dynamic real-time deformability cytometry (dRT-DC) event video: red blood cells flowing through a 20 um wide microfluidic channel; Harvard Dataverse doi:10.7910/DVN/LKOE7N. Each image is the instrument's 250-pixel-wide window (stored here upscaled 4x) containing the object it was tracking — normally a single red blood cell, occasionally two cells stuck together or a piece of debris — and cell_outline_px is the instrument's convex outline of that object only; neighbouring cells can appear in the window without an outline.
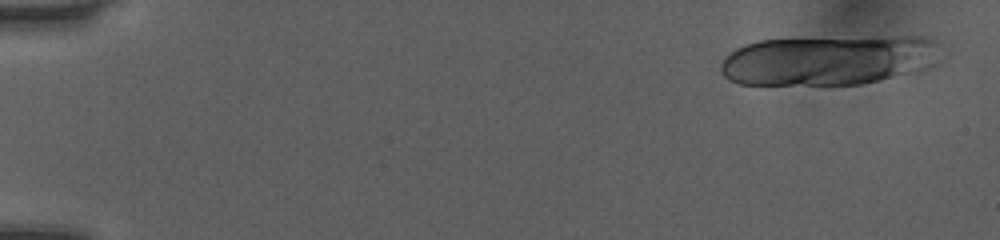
{"species": "human", "species_latin": "Homo sapiens", "temperature_condition": "room temperature", "stored_images_in_passage": 12, "camera_frame_rate_fps": 3000, "um_per_image_px": 0.085, "donor": {"sex": "female"}, "frame": {"image": 1, "passage_image": 2, "time_ms": 0.333, "image_size_px": [1000, 240], "cell_outline_px": [[940, 44], [936, 64], [928, 68], [880, 80], [860, 84], [740, 84], [728, 80], [724, 76], [720, 68], [720, 64], [724, 56], [728, 52], [744, 44], [760, 40], [892, 36], [920, 36], [936, 40]], "centroid_in_image_um": [70.43, 5.1], "position_along_channel_um": 14.6, "area_um2": 64.33}}